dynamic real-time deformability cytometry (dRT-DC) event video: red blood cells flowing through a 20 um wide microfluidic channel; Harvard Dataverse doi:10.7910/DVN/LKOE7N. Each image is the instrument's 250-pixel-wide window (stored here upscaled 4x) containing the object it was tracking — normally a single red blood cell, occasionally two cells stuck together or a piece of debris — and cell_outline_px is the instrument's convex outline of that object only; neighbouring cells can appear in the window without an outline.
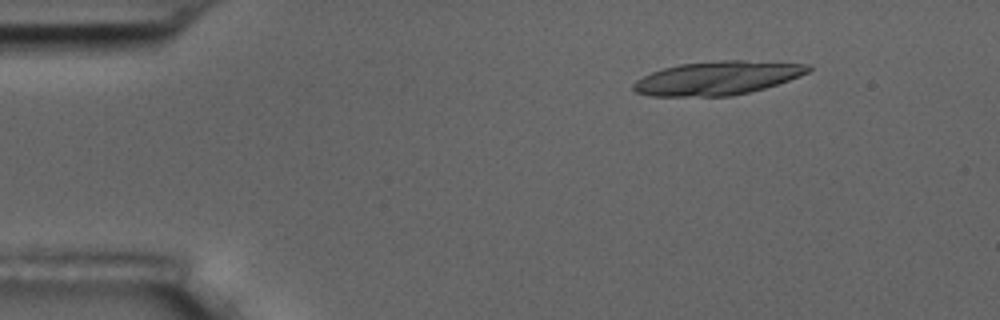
{"species": "common noctule bat (a hibernating species)", "species_latin": "Nyctalus noctula", "temperature_condition": "room temperature", "stored_images_in_passage": 8, "camera_frame_rate_fps": 3000, "um_per_image_px": 0.085, "animal": {"sex": "male", "body_mass_g": 17.5, "forearm_length_mm": 52.3}, "frame": {"image": 1, "passage_image": 2, "time_ms": 2.0, "image_size_px": [1000, 320], "cell_outline_px": [[812, 68], [808, 72], [800, 76], [764, 88], [732, 96], [648, 96], [636, 92], [632, 88], [632, 84], [636, 80], [652, 72], [664, 68], [680, 64], [720, 60], [744, 60], [812, 64]], "centroid_in_image_um": [60.99, 6.63], "position_along_channel_um": 24.0, "area_um2": 34.28}}
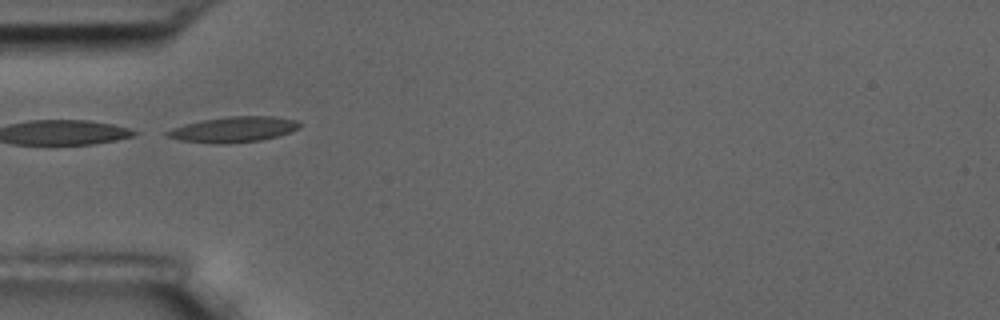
{"frame": {"image": 2, "passage_image": 5, "time_ms": 5.333, "image_size_px": [1000, 320], "cell_outline_px": [[300, 128], [276, 136], [260, 140], [224, 144], [216, 144], [180, 140], [168, 136], [164, 132], [172, 128], [184, 124], [200, 120], [228, 116], [272, 116], [296, 120], [300, 124]], "centroid_in_image_um": [19.82, 10.99], "position_along_channel_um": 65.2, "area_um2": 19.59}}
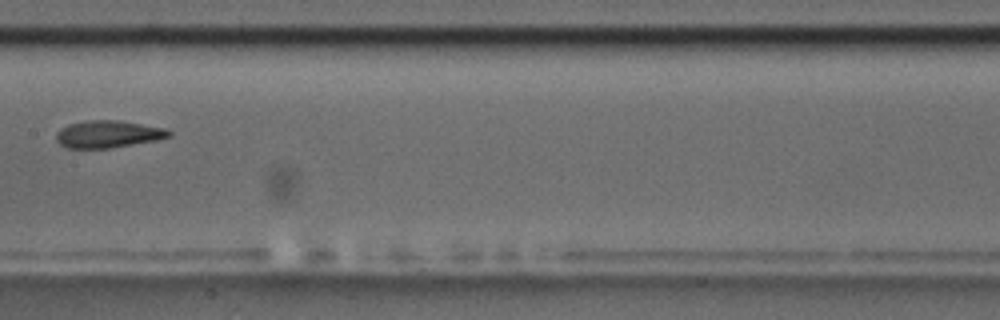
{"frame": {"image": 3, "passage_image": 8, "time_ms": 9.0, "image_size_px": [1000, 320], "cell_outline_px": [[172, 136], [156, 140], [108, 148], [68, 148], [60, 144], [56, 140], [56, 132], [60, 128], [68, 124], [88, 120], [120, 120], [164, 128], [172, 132]], "centroid_in_image_um": [9.17, 11.39], "position_along_channel_um": 198.2, "area_um2": 17.86}}